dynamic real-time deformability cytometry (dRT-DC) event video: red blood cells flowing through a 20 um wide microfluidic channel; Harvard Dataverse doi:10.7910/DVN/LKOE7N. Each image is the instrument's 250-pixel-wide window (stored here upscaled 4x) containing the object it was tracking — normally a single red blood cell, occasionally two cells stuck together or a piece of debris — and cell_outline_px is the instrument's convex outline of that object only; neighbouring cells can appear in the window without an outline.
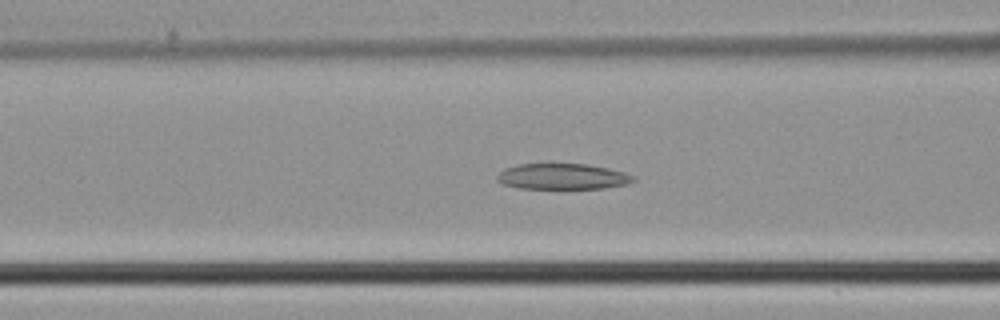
{"species": "common noctule bat (a hibernating species)", "species_latin": "Nyctalus noctula", "temperature_condition": "cold", "stored_images_in_passage": 47, "camera_frame_rate_fps": 3000, "um_per_image_px": 0.085, "animal": {"sex": "male", "body_mass_g": 21.5, "forearm_length_mm": 52.0}, "frame": {"image": 1, "passage_image": 19, "time_ms": 6.0, "image_size_px": [1000, 320], "cell_outline_px": [[636, 180], [628, 184], [604, 188], [520, 188], [504, 184], [496, 180], [496, 176], [504, 168], [516, 164], [588, 164], [608, 168], [624, 172], [636, 176]], "centroid_in_image_um": [47.84, 14.99], "position_along_channel_um": 118.8, "area_um2": 20.52}}
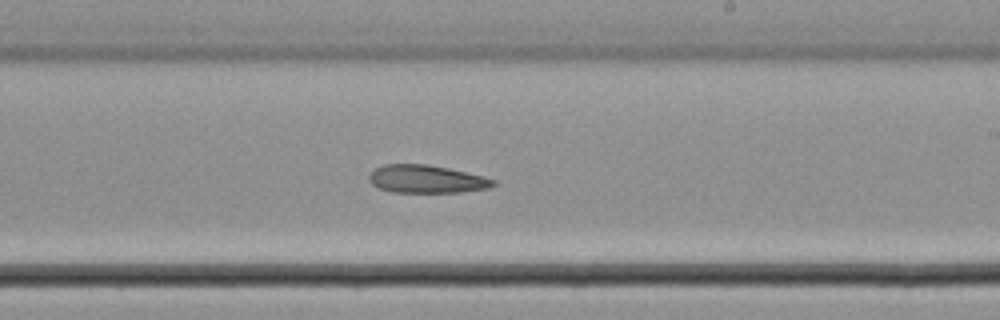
{"frame": {"image": 2, "passage_image": 28, "time_ms": 9.0, "image_size_px": [1000, 320], "cell_outline_px": [[496, 184], [488, 188], [460, 192], [392, 192], [380, 188], [372, 184], [368, 180], [368, 176], [376, 168], [384, 164], [428, 164], [448, 168], [496, 180]], "centroid_in_image_um": [36.22, 15.22], "position_along_channel_um": 252.8, "area_um2": 20.0}}
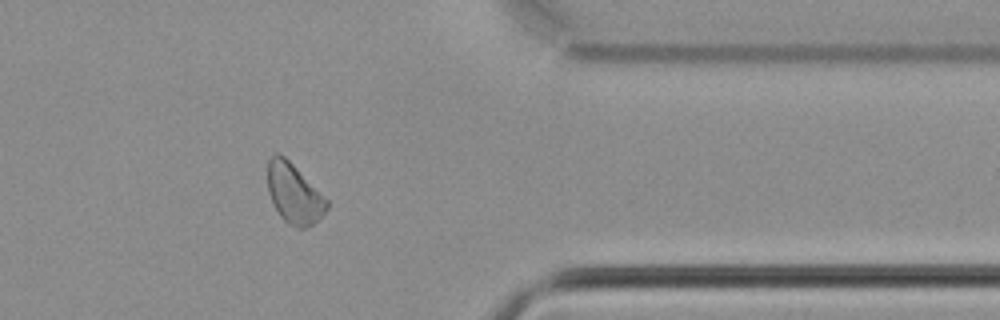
{"frame": {"image": 3, "passage_image": 38, "time_ms": 12.333, "image_size_px": [1000, 320], "cell_outline_px": [[328, 208], [312, 224], [304, 228], [296, 228], [288, 224], [280, 216], [268, 192], [268, 160], [276, 152], [284, 156], [328, 200]], "centroid_in_image_um": [24.98, 16.46], "position_along_channel_um": 386.4, "area_um2": 20.17}}